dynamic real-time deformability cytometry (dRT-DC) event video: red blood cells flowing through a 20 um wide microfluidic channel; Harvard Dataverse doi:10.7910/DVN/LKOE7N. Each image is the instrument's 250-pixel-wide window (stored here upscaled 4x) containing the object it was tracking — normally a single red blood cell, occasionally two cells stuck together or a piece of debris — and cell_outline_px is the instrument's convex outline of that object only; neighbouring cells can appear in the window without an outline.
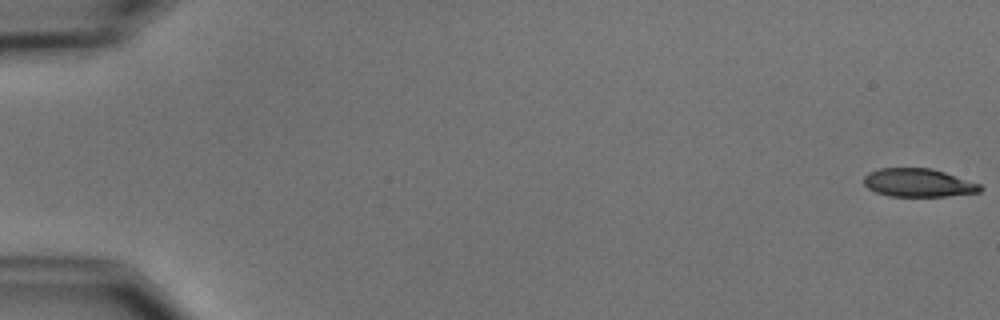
{"species": "common noctule bat (a hibernating species)", "species_latin": "Nyctalus noctula", "temperature_condition": "cold", "stored_images_in_passage": 9, "camera_frame_rate_fps": 3000, "um_per_image_px": 0.085, "animal": {"sex": "male", "body_mass_g": 15.6}, "frame": {"image": 1, "passage_image": 1, "time_ms": 0.0, "image_size_px": [1000, 320], "cell_outline_px": [[984, 188], [980, 192], [948, 196], [888, 196], [876, 192], [868, 188], [864, 184], [864, 176], [868, 172], [880, 168], [932, 168], [980, 184]], "centroid_in_image_um": [78.05, 15.53], "position_along_channel_um": 6.9, "area_um2": 19.19}}
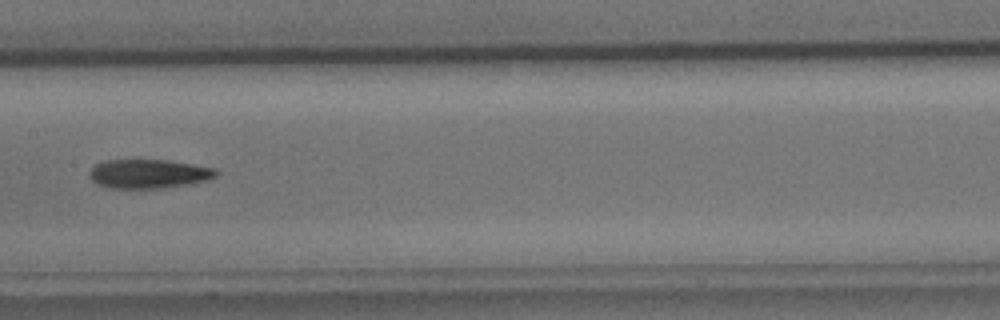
{"frame": {"image": 2, "passage_image": 9, "time_ms": 9.333, "image_size_px": [1000, 320], "cell_outline_px": [[220, 172], [216, 176], [204, 180], [188, 184], [160, 188], [108, 188], [92, 180], [88, 172], [96, 164], [104, 160], [168, 160], [216, 168]], "centroid_in_image_um": [12.64, 14.76], "position_along_channel_um": 194.8, "area_um2": 21.27}}